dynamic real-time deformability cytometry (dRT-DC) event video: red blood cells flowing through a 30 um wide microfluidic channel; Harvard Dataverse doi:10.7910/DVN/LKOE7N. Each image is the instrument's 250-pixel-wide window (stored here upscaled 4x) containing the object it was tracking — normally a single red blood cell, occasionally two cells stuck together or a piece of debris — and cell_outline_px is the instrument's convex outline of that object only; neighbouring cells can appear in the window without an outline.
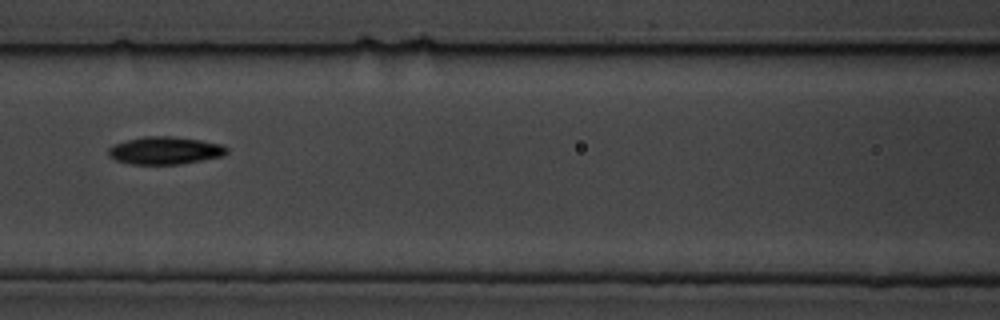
{"species": "common noctule bat (a hibernating species)", "species_latin": "Nyctalus noctula", "temperature_condition": "cold", "stored_images_in_passage": 5, "camera_frame_rate_fps": 3000, "um_per_image_px": 0.085, "animal": {"sex": "male", "body_mass_g": 19.5, "forearm_length_mm": 54.6}, "frame": {"image": 1, "passage_image": 4, "time_ms": 3.333, "image_size_px": [1000, 320], "cell_outline_px": [[228, 152], [224, 156], [180, 164], [132, 164], [116, 160], [108, 156], [108, 148], [112, 144], [144, 136], [168, 136], [200, 140], [220, 144], [228, 148]], "centroid_in_image_um": [14.01, 12.79], "position_along_channel_um": 152.6, "area_um2": 19.02}}
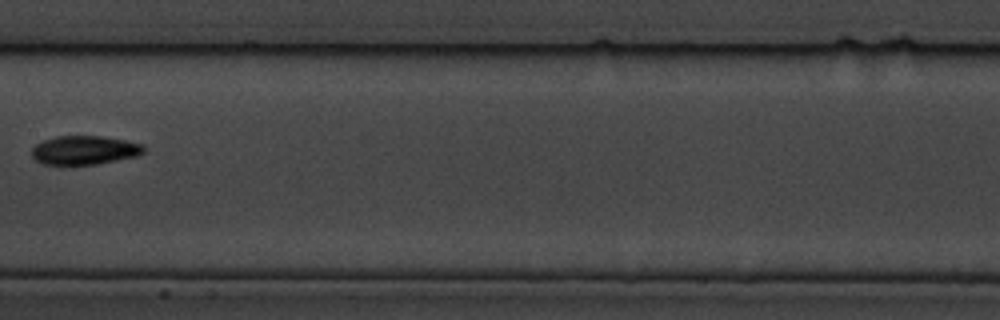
{"frame": {"image": 2, "passage_image": 5, "time_ms": 4.667, "image_size_px": [1000, 320], "cell_outline_px": [[144, 152], [136, 156], [96, 164], [40, 164], [32, 156], [32, 148], [36, 144], [44, 140], [56, 136], [100, 136], [124, 140], [144, 144]], "centroid_in_image_um": [7.17, 12.76], "position_along_channel_um": 200.2, "area_um2": 18.67}}